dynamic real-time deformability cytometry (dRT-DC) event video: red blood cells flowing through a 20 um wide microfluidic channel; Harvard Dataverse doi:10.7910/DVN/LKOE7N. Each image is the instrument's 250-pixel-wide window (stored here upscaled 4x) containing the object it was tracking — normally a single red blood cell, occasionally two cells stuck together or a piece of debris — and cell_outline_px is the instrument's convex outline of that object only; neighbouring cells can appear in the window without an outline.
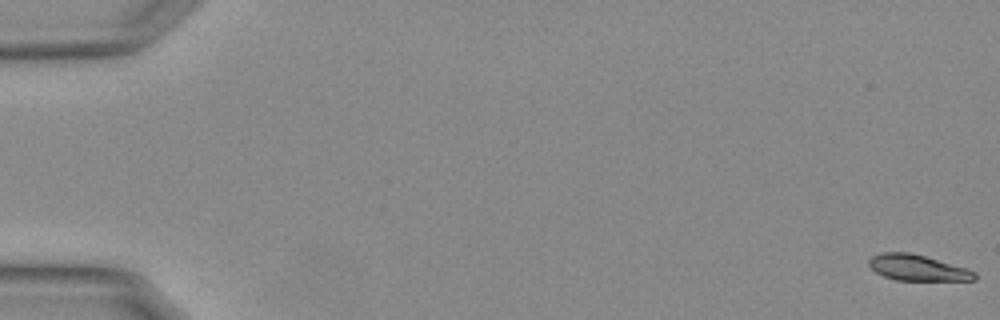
{"species": "Egyptian fruit bat (a non-hibernating species)", "species_latin": "Rousettus aegyptiacus", "temperature_condition": "warm", "stored_images_in_passage": 57, "camera_frame_rate_fps": 3000, "um_per_image_px": 0.085, "animal": {"sex": "female"}, "frame": {"image": 1, "passage_image": 1, "time_ms": 0.0, "image_size_px": [1000, 320], "cell_outline_px": [[976, 280], [896, 280], [884, 276], [876, 272], [868, 264], [868, 260], [872, 256], [880, 252], [908, 252], [924, 256], [968, 268], [976, 272]], "centroid_in_image_um": [77.99, 22.75], "position_along_channel_um": 7.0, "area_um2": 15.9}}
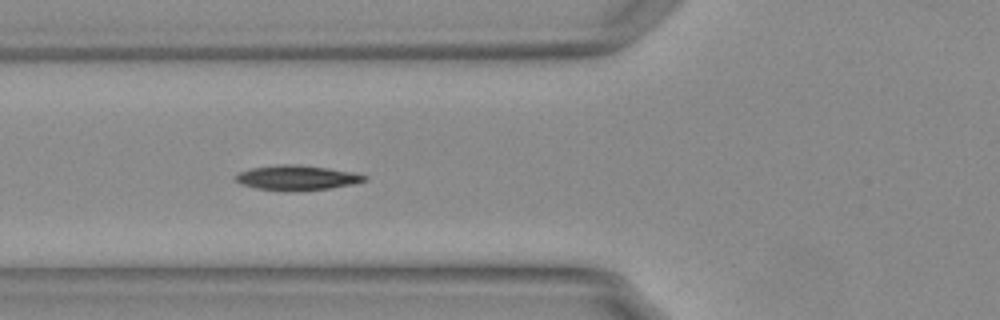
{"frame": {"image": 2, "passage_image": 22, "time_ms": 7.0, "image_size_px": [1000, 320], "cell_outline_px": [[368, 180], [352, 184], [328, 188], [288, 192], [256, 188], [244, 184], [236, 180], [236, 176], [240, 172], [252, 168], [284, 164], [292, 164], [328, 168], [352, 172], [368, 176]], "centroid_in_image_um": [25.27, 15.11], "position_along_channel_um": 100.5, "area_um2": 18.38}}
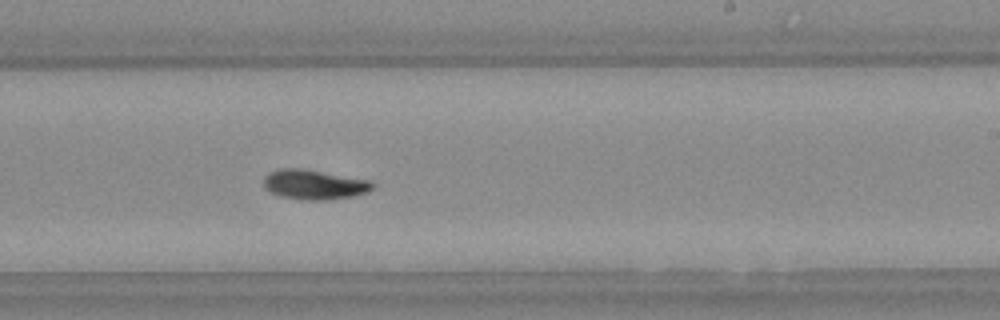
{"frame": {"image": 3, "passage_image": 35, "time_ms": 11.333, "image_size_px": [1000, 320], "cell_outline_px": [[376, 184], [368, 192], [356, 196], [332, 200], [300, 200], [284, 196], [272, 192], [264, 188], [264, 176], [268, 172], [280, 168], [304, 168], [372, 180]], "centroid_in_image_um": [26.76, 15.68], "position_along_channel_um": 262.2, "area_um2": 19.31}, "authors_computed_cell_mechanics": {"area_um2": 17.2244, "velocity_mm_per_s": 3.7453, "shape_relaxation_time_tau1_ms": 4.8607, "shape_relaxation_time_tau2_ms": null, "deformation_change_tau1": 0.1627, "deformation_change_tau2": null}}